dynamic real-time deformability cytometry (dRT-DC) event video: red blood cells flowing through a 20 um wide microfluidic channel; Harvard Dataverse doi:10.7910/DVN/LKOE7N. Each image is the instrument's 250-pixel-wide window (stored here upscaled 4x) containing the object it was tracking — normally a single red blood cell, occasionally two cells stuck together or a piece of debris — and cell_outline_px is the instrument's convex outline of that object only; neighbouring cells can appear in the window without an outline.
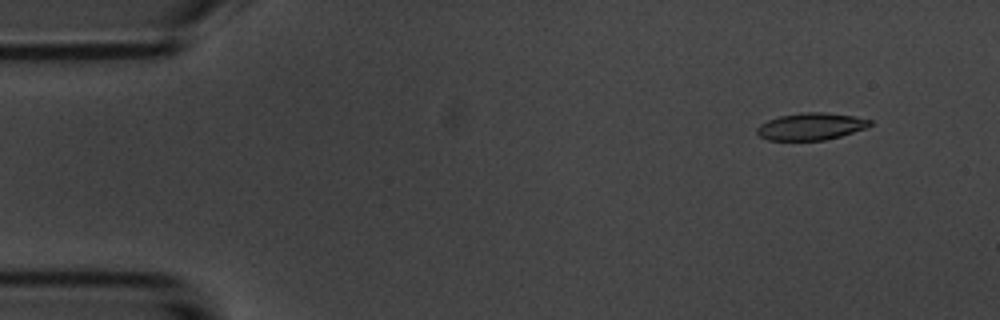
{"species": "common noctule bat (a hibernating species)", "species_latin": "Nyctalus noctula", "temperature_condition": "room temperature", "stored_images_in_passage": 3, "camera_frame_rate_fps": 3000, "um_per_image_px": 0.085, "animal": {"sex": "male", "body_mass_g": 20.1, "forearm_length_mm": 53.5}, "frame": {"image": 1, "passage_image": 1, "time_ms": 0.0, "image_size_px": [1000, 320], "cell_outline_px": [[872, 124], [868, 128], [840, 136], [824, 140], [768, 140], [760, 136], [756, 132], [756, 128], [760, 124], [768, 120], [780, 116], [804, 112], [824, 112], [852, 116], [872, 120]], "centroid_in_image_um": [68.94, 10.75], "position_along_channel_um": 16.1, "area_um2": 17.8}}
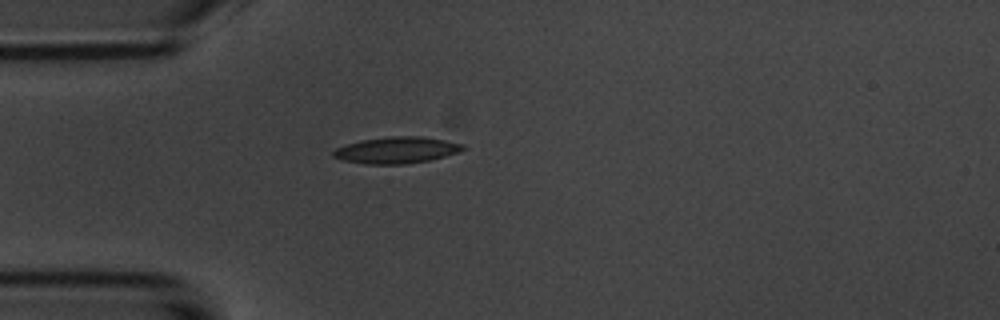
{"frame": {"image": 2, "passage_image": 3, "time_ms": 3.333, "image_size_px": [1000, 320], "cell_outline_px": [[468, 148], [460, 152], [428, 160], [404, 164], [364, 164], [344, 160], [332, 156], [332, 152], [336, 148], [360, 140], [392, 136], [420, 136], [444, 140], [464, 144]], "centroid_in_image_um": [33.73, 12.76], "position_along_channel_um": 51.3, "area_um2": 19.94}}